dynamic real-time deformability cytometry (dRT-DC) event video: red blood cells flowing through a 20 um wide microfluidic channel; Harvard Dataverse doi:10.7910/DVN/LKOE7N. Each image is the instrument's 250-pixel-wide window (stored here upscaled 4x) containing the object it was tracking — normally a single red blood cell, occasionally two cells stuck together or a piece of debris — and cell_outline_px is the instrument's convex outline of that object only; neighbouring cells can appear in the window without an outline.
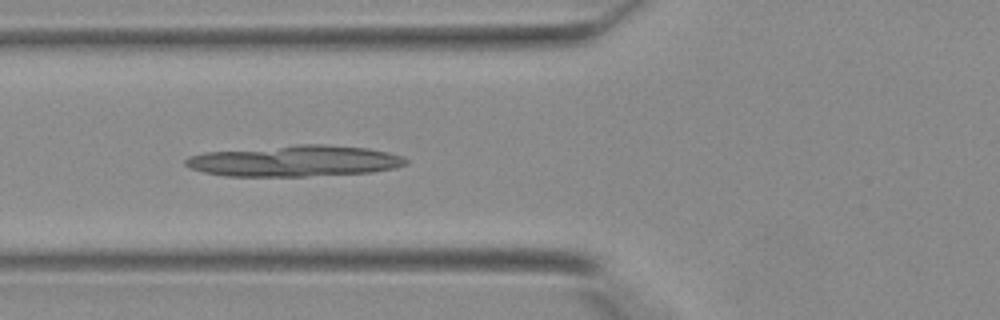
{"species": "Egyptian fruit bat (a non-hibernating species)", "species_latin": "Rousettus aegyptiacus", "temperature_condition": "warm", "stored_images_in_passage": 31, "camera_frame_rate_fps": 3000, "um_per_image_px": 0.085, "animal": {"sex": "female"}, "frame": {"image": 1, "passage_image": 8, "time_ms": 2.333, "image_size_px": [1000, 320], "cell_outline_px": [[408, 164], [396, 168], [372, 172], [304, 176], [224, 176], [204, 172], [192, 168], [184, 164], [184, 160], [188, 156], [204, 152], [296, 144], [324, 144], [368, 148], [388, 152], [400, 156], [408, 160]], "centroid_in_image_um": [25.04, 13.67], "position_along_channel_um": 100.8, "area_um2": 40.11}}
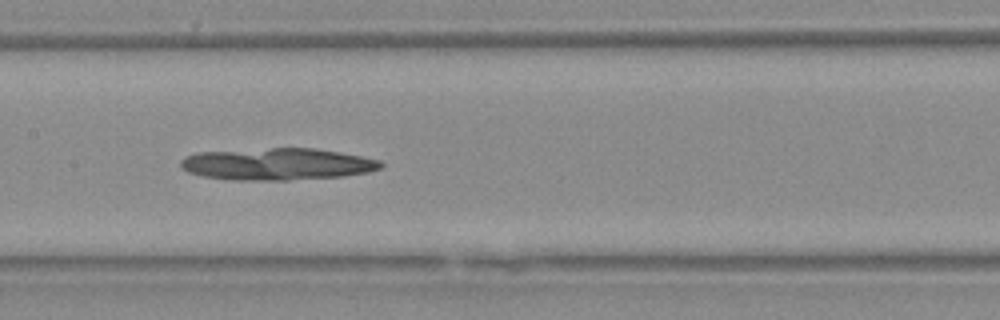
{"frame": {"image": 2, "passage_image": 13, "time_ms": 4.0, "image_size_px": [1000, 320], "cell_outline_px": [[384, 164], [380, 168], [368, 172], [344, 176], [288, 180], [236, 180], [204, 176], [188, 172], [180, 164], [180, 160], [184, 156], [196, 152], [272, 148], [316, 148], [340, 152], [380, 160]], "centroid_in_image_um": [23.57, 13.94], "position_along_channel_um": 183.8, "area_um2": 37.22}}
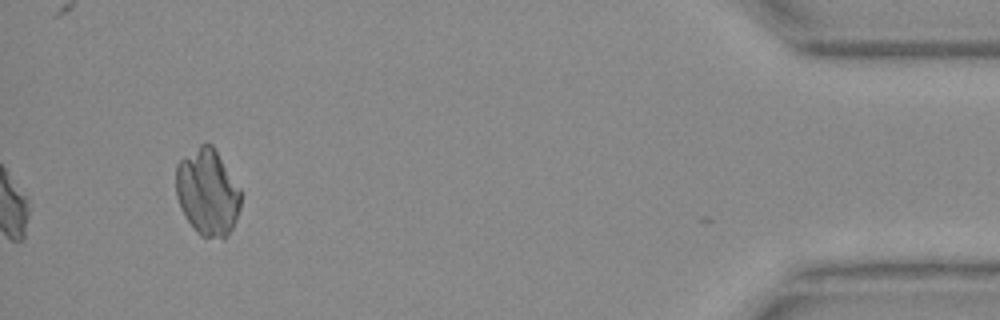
{"frame": {"image": 3, "passage_image": 31, "time_ms": 10.0, "image_size_px": [1000, 320], "cell_outline_px": [[240, 208], [232, 228], [228, 236], [224, 240], [200, 236], [196, 232], [180, 208], [176, 196], [176, 164], [184, 156], [200, 144], [212, 144], [240, 188]], "centroid_in_image_um": [17.63, 16.36], "position_along_channel_um": 417.6, "area_um2": 32.83}}